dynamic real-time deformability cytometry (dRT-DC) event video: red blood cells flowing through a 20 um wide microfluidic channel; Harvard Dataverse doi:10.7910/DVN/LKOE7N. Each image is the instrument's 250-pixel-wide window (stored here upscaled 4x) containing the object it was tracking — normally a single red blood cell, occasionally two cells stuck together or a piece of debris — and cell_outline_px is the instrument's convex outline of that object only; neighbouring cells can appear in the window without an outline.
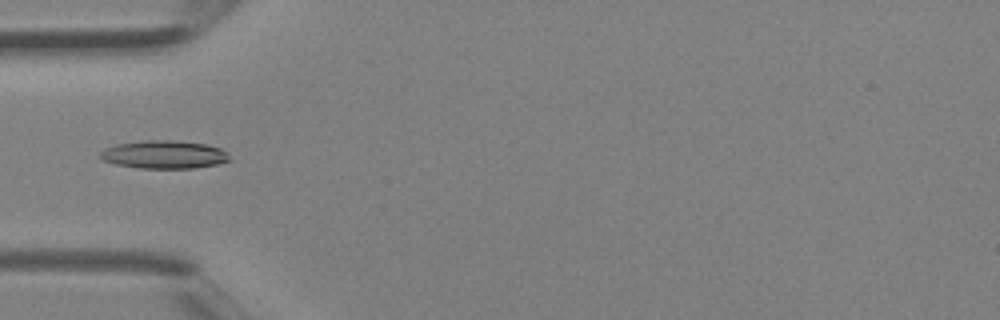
{"species": "Egyptian fruit bat (a non-hibernating species)", "species_latin": "Rousettus aegyptiacus", "temperature_condition": "room temperature", "stored_images_in_passage": 4, "camera_frame_rate_fps": 3000, "um_per_image_px": 0.085, "animal": {"sex": "female"}, "frame": {"image": 1, "passage_image": 4, "time_ms": 1.0, "image_size_px": [1000, 320], "cell_outline_px": [[228, 160], [216, 164], [196, 168], [136, 168], [116, 164], [104, 160], [100, 156], [100, 152], [104, 148], [116, 144], [144, 140], [176, 140], [208, 144], [220, 148], [228, 152]], "centroid_in_image_um": [13.94, 13.13], "position_along_channel_um": 71.1, "area_um2": 21.21}}